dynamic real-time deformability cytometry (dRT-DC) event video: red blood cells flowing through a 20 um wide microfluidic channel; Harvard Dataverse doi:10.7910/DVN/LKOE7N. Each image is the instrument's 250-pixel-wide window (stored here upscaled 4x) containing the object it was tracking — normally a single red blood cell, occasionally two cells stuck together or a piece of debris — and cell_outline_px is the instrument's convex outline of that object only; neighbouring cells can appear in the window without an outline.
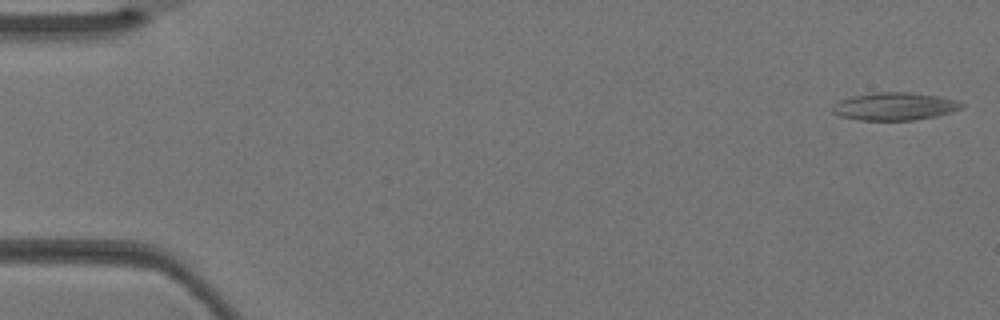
{"species": "Egyptian fruit bat (a non-hibernating species)", "species_latin": "Rousettus aegyptiacus", "temperature_condition": "warm", "stored_images_in_passage": 4, "camera_frame_rate_fps": 3000, "um_per_image_px": 0.085, "animal": {"sex": "female"}, "frame": {"image": 1, "passage_image": 1, "time_ms": 0.0, "image_size_px": [1000, 320], "cell_outline_px": [[964, 108], [952, 112], [936, 116], [912, 120], [860, 120], [840, 116], [832, 112], [832, 108], [840, 100], [852, 96], [876, 92], [908, 92], [936, 96], [956, 100], [964, 104]], "centroid_in_image_um": [76.06, 9.04], "position_along_channel_um": 8.9, "area_um2": 20.75}}
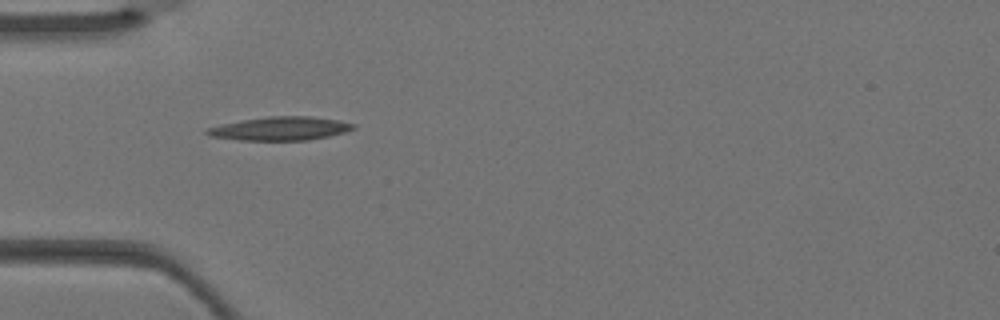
{"frame": {"image": 2, "passage_image": 4, "time_ms": 1.0, "image_size_px": [1000, 320], "cell_outline_px": [[356, 128], [344, 132], [328, 136], [308, 140], [240, 140], [208, 136], [204, 132], [208, 128], [240, 120], [268, 116], [312, 116], [336, 120], [356, 124]], "centroid_in_image_um": [23.82, 10.92], "position_along_channel_um": 61.2, "area_um2": 20.0}}